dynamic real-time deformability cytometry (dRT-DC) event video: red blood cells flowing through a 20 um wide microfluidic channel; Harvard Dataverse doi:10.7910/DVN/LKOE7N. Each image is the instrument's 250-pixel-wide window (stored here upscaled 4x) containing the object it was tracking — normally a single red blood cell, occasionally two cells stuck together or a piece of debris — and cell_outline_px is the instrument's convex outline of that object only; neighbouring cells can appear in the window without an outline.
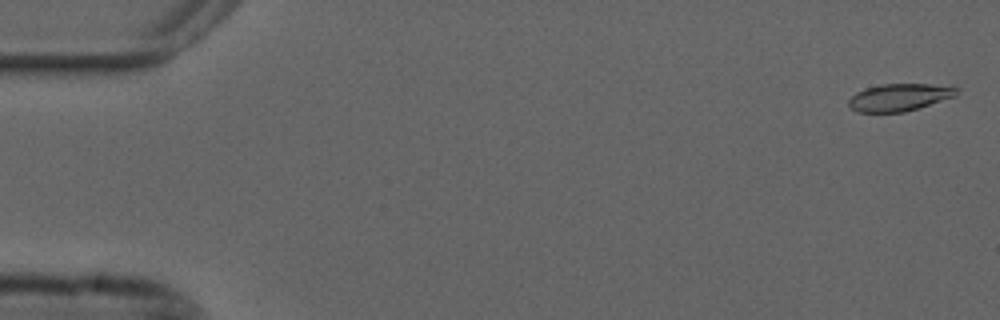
{"species": "common noctule bat (a hibernating species)", "species_latin": "Nyctalus noctula", "temperature_condition": "cold", "stored_images_in_passage": 56, "camera_frame_rate_fps": 3000, "um_per_image_px": 0.085, "animal": {"sex": "male", "forearm_length_mm": 52.5}, "frame": {"image": 1, "passage_image": 2, "time_ms": 0.333, "image_size_px": [1000, 320], "cell_outline_px": [[960, 88], [956, 96], [904, 112], [856, 112], [848, 104], [848, 100], [856, 92], [880, 84], [928, 84]], "centroid_in_image_um": [76.44, 8.27], "position_along_channel_um": 8.6, "area_um2": 16.99}}
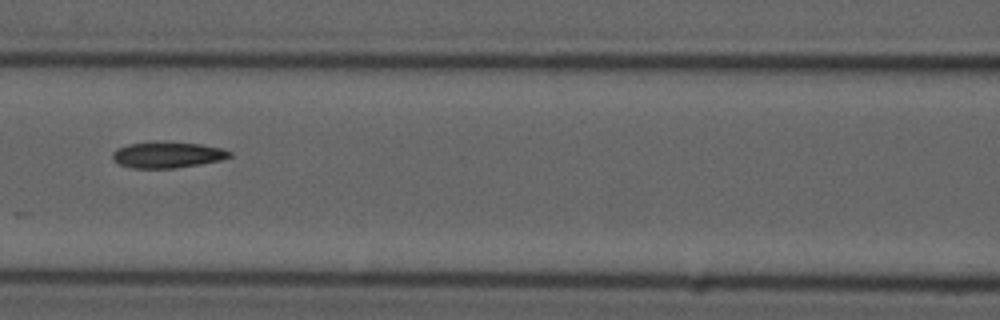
{"frame": {"image": 2, "passage_image": 25, "time_ms": 8.0, "image_size_px": [1000, 320], "cell_outline_px": [[232, 156], [220, 160], [200, 164], [176, 168], [132, 168], [120, 164], [112, 160], [112, 152], [116, 148], [128, 144], [200, 144], [224, 148], [232, 152]], "centroid_in_image_um": [14.24, 13.2], "position_along_channel_um": 152.4, "area_um2": 17.17}}
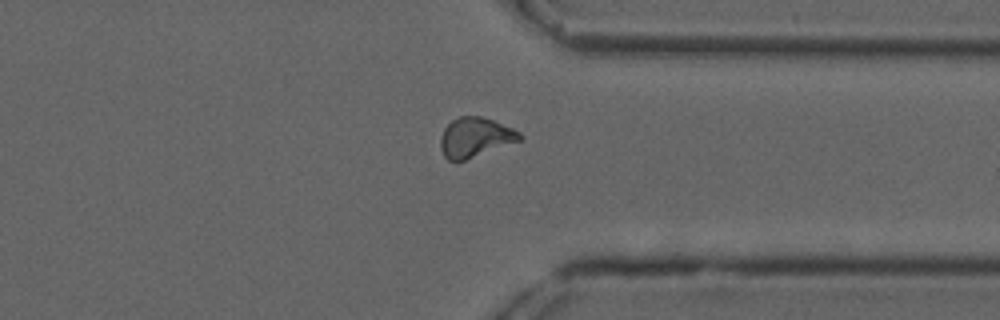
{"frame": {"image": 3, "passage_image": 43, "time_ms": 14.0, "image_size_px": [1000, 320], "cell_outline_px": [[524, 136], [520, 140], [456, 164], [448, 160], [444, 156], [440, 148], [440, 136], [444, 128], [452, 120], [460, 116], [480, 116], [492, 120], [512, 128], [520, 132]], "centroid_in_image_um": [40.35, 11.71], "position_along_channel_um": 371.1, "area_um2": 18.5}, "authors_computed_cell_mechanics": {"area_um2": 17.8024, "velocity_mm_per_s": 3.6868, "shape_relaxation_time_tau1_ms": 10.3731, "shape_relaxation_time_tau2_ms": 3.4338, "deformation_change_tau1": 0.229, "deformation_change_tau2": 0.1028}}